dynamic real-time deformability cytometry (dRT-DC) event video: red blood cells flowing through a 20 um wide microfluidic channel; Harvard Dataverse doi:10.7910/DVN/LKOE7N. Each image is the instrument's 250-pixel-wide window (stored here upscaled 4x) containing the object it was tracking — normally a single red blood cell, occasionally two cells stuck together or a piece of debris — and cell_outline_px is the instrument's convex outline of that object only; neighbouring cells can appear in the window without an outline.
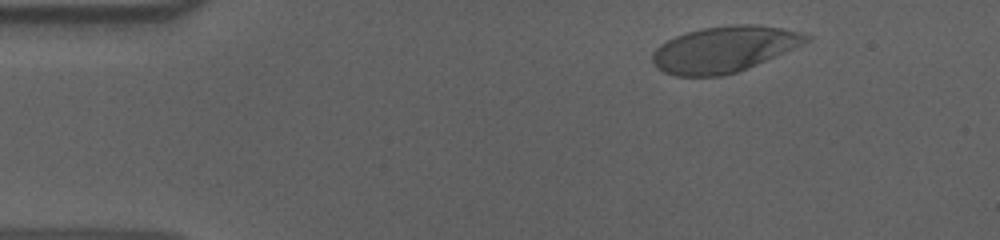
{"species": "human", "species_latin": "Homo sapiens", "temperature_condition": "cold", "stored_images_in_passage": 54, "camera_frame_rate_fps": 3000, "um_per_image_px": 0.085, "donor": {"sex": "male"}, "frame": {"image": 1, "passage_image": 5, "time_ms": 1.333, "image_size_px": [1000, 240], "cell_outline_px": [[812, 40], [748, 68], [736, 72], [720, 76], [676, 76], [664, 72], [656, 68], [652, 64], [652, 52], [660, 44], [676, 36], [700, 28], [732, 24], [756, 24], [780, 28], [800, 32], [812, 36]], "centroid_in_image_um": [61.53, 4.18], "position_along_channel_um": 23.5, "area_um2": 41.21}}
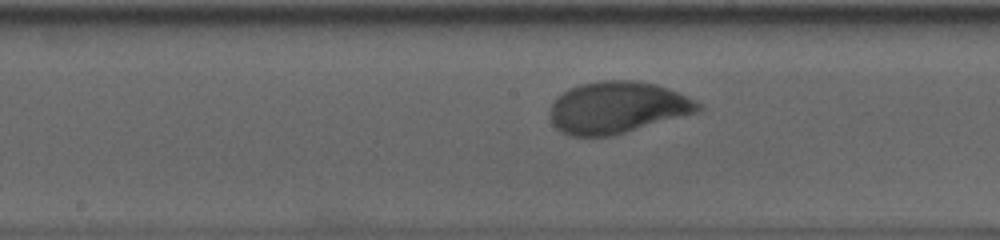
{"frame": {"image": 2, "passage_image": 26, "time_ms": 8.333, "image_size_px": [1000, 240], "cell_outline_px": [[704, 108], [700, 112], [612, 136], [568, 136], [560, 132], [552, 124], [548, 116], [548, 112], [552, 100], [556, 96], [568, 88], [580, 84], [596, 80], [636, 80], [656, 84], [668, 88], [688, 96], [700, 104]], "centroid_in_image_um": [52.43, 9.14], "position_along_channel_um": 195.8, "area_um2": 45.6}}
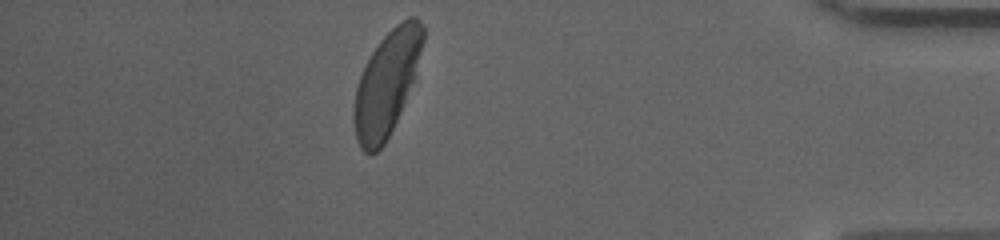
{"frame": {"image": 3, "passage_image": 47, "time_ms": 15.333, "image_size_px": [1000, 240], "cell_outline_px": [[424, 40], [412, 80], [400, 112], [384, 144], [376, 152], [364, 152], [360, 148], [356, 140], [352, 116], [352, 112], [356, 88], [360, 76], [372, 52], [380, 40], [396, 24], [408, 16], [416, 16], [424, 24]], "centroid_in_image_um": [32.84, 7.07], "position_along_channel_um": 402.4, "area_um2": 41.27}, "authors_computed_cell_mechanics": {"area_um2": 43.1477, "velocity_mm_per_s": 3.5758, "shape_relaxation_time_tau1_ms": 3.5729, "shape_relaxation_time_tau2_ms": null, "deformation_change_tau1": 0.1689, "deformation_change_tau2": null}}